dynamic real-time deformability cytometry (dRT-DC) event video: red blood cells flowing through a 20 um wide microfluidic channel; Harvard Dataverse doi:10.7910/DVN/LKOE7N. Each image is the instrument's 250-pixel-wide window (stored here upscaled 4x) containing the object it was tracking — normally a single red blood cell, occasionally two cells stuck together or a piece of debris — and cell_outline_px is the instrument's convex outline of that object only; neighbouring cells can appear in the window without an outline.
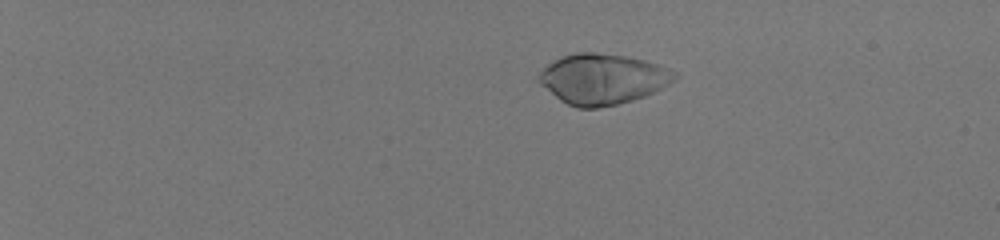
{"species": "human", "species_latin": "Homo sapiens", "temperature_condition": "room temperature", "stored_images_in_passage": 59, "camera_frame_rate_fps": 3000, "um_per_image_px": 0.085, "donor": {"sex": "male"}, "frame": {"image": 1, "passage_image": 15, "time_ms": 4.667, "image_size_px": [1000, 240], "cell_outline_px": [[676, 80], [644, 96], [632, 100], [616, 104], [596, 108], [576, 108], [560, 100], [540, 84], [536, 80], [536, 76], [552, 60], [560, 56], [576, 52], [596, 52], [628, 56], [644, 60], [656, 64], [676, 72]], "centroid_in_image_um": [51.17, 6.7], "position_along_channel_um": 33.8, "area_um2": 39.88}}
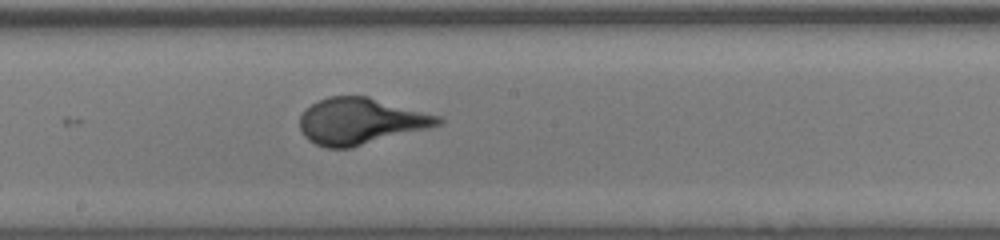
{"frame": {"image": 2, "passage_image": 39, "time_ms": 12.667, "image_size_px": [1000, 240], "cell_outline_px": [[444, 120], [440, 124], [428, 128], [348, 148], [328, 148], [316, 144], [308, 140], [304, 136], [300, 128], [300, 116], [312, 104], [328, 96], [368, 96], [440, 116]], "centroid_in_image_um": [30.64, 10.29], "position_along_channel_um": 217.6, "area_um2": 36.88}}
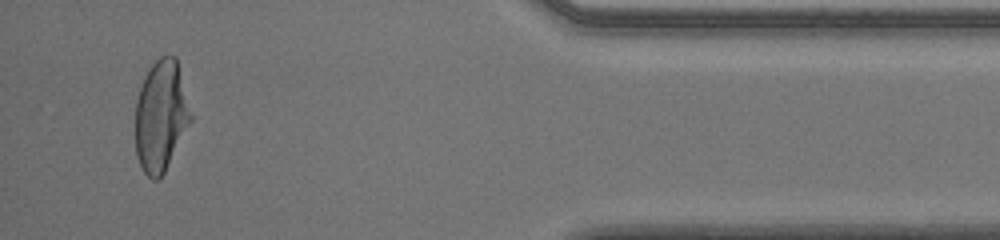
{"frame": {"image": 3, "passage_image": 57, "time_ms": 18.667, "image_size_px": [1000, 240], "cell_outline_px": [[192, 120], [164, 172], [156, 180], [152, 180], [144, 172], [136, 156], [136, 100], [144, 76], [152, 64], [160, 56], [176, 56], [192, 116]], "centroid_in_image_um": [13.67, 9.85], "position_along_channel_um": 421.5, "area_um2": 35.55}}